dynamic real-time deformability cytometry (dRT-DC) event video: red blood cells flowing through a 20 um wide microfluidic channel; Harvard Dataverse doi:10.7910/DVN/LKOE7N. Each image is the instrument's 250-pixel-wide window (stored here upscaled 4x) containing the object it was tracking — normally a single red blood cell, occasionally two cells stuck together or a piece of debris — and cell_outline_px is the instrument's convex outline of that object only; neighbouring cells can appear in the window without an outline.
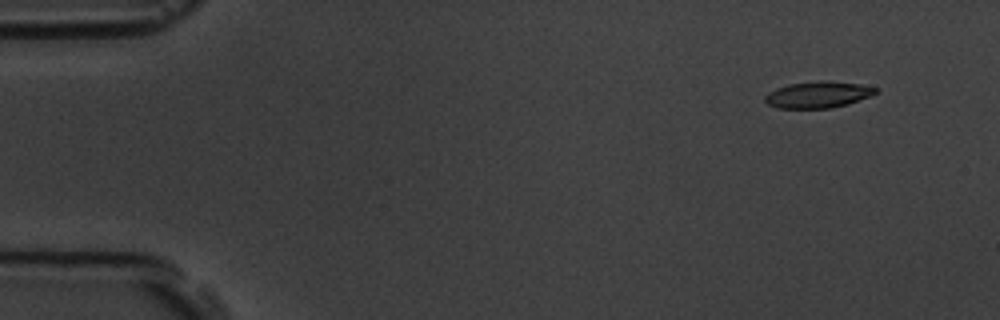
{"species": "common noctule bat (a hibernating species)", "species_latin": "Nyctalus noctula", "temperature_condition": "room temperature", "stored_images_in_passage": 10, "camera_frame_rate_fps": 3000, "um_per_image_px": 0.085, "animal": {"sex": "male", "body_mass_g": 19.5, "forearm_length_mm": 54.6}, "frame": {"image": 1, "passage_image": 1, "time_ms": 0.0, "image_size_px": [1000, 320], "cell_outline_px": [[876, 92], [868, 96], [848, 104], [832, 108], [776, 108], [768, 104], [764, 100], [764, 96], [768, 92], [776, 88], [788, 84], [816, 80], [828, 80], [860, 84], [876, 88]], "centroid_in_image_um": [69.47, 8.04], "position_along_channel_um": 15.5, "area_um2": 17.11}}
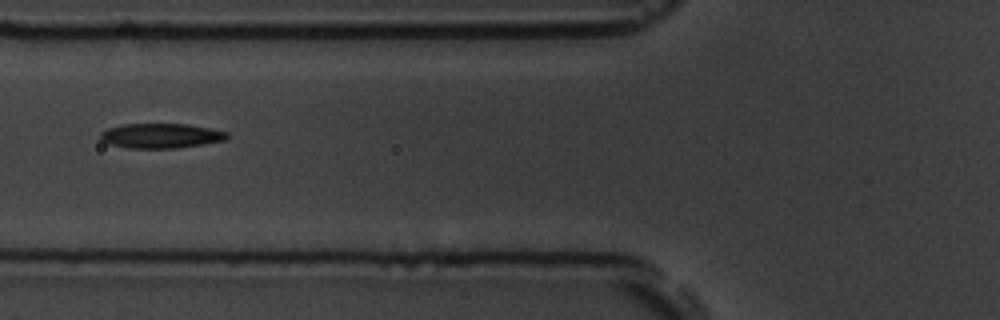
{"frame": {"image": 2, "passage_image": 6, "time_ms": 5.667, "image_size_px": [1000, 320], "cell_outline_px": [[228, 136], [224, 140], [204, 144], [176, 148], [128, 148], [108, 144], [100, 140], [100, 132], [108, 128], [120, 124], [188, 124], [228, 132]], "centroid_in_image_um": [13.62, 11.54], "position_along_channel_um": 112.2, "area_um2": 18.32}}
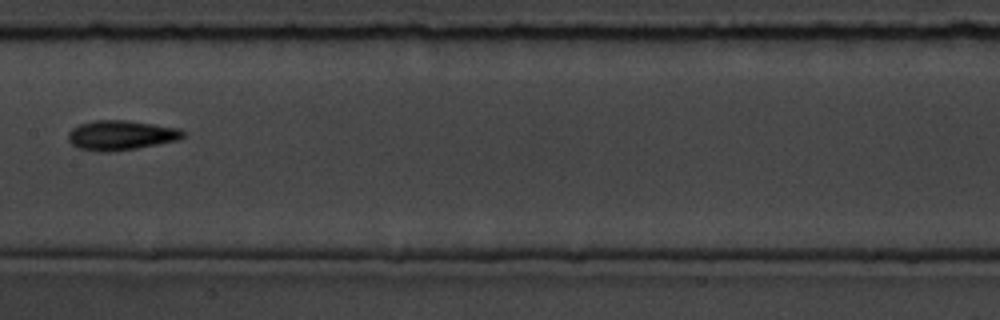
{"frame": {"image": 3, "passage_image": 8, "time_ms": 8.0, "image_size_px": [1000, 320], "cell_outline_px": [[184, 136], [180, 140], [136, 148], [104, 152], [100, 152], [80, 148], [72, 144], [68, 140], [68, 132], [72, 128], [80, 124], [92, 120], [128, 120], [180, 128], [184, 132]], "centroid_in_image_um": [10.29, 11.48], "position_along_channel_um": 197.1, "area_um2": 19.88}}